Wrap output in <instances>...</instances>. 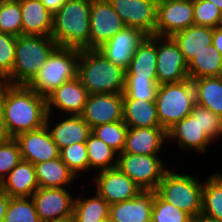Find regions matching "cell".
Returning <instances> with one entry per match:
<instances>
[{"mask_svg":"<svg viewBox=\"0 0 222 222\" xmlns=\"http://www.w3.org/2000/svg\"><path fill=\"white\" fill-rule=\"evenodd\" d=\"M46 98L26 85L4 83V117L13 138L45 125Z\"/></svg>","mask_w":222,"mask_h":222,"instance_id":"6da1fadb","label":"cell"},{"mask_svg":"<svg viewBox=\"0 0 222 222\" xmlns=\"http://www.w3.org/2000/svg\"><path fill=\"white\" fill-rule=\"evenodd\" d=\"M91 0H65L53 14L51 37L58 46L90 49Z\"/></svg>","mask_w":222,"mask_h":222,"instance_id":"7a4b0ae2","label":"cell"},{"mask_svg":"<svg viewBox=\"0 0 222 222\" xmlns=\"http://www.w3.org/2000/svg\"><path fill=\"white\" fill-rule=\"evenodd\" d=\"M78 78L89 94L123 93L126 70L98 49H85L80 50Z\"/></svg>","mask_w":222,"mask_h":222,"instance_id":"3957f363","label":"cell"},{"mask_svg":"<svg viewBox=\"0 0 222 222\" xmlns=\"http://www.w3.org/2000/svg\"><path fill=\"white\" fill-rule=\"evenodd\" d=\"M57 43L51 36L16 37L15 60L11 73L4 79L10 85H26L42 68Z\"/></svg>","mask_w":222,"mask_h":222,"instance_id":"277c9868","label":"cell"},{"mask_svg":"<svg viewBox=\"0 0 222 222\" xmlns=\"http://www.w3.org/2000/svg\"><path fill=\"white\" fill-rule=\"evenodd\" d=\"M185 171H180L179 168L178 171L175 168L168 169L155 192L164 201L194 217L202 211L204 179H198L199 175L184 173Z\"/></svg>","mask_w":222,"mask_h":222,"instance_id":"5b68a950","label":"cell"},{"mask_svg":"<svg viewBox=\"0 0 222 222\" xmlns=\"http://www.w3.org/2000/svg\"><path fill=\"white\" fill-rule=\"evenodd\" d=\"M79 56L78 49L57 46L26 86L46 98L62 83L78 77Z\"/></svg>","mask_w":222,"mask_h":222,"instance_id":"8992f818","label":"cell"},{"mask_svg":"<svg viewBox=\"0 0 222 222\" xmlns=\"http://www.w3.org/2000/svg\"><path fill=\"white\" fill-rule=\"evenodd\" d=\"M156 107L160 126L166 131L176 122L191 114L195 102V91L191 79L158 86Z\"/></svg>","mask_w":222,"mask_h":222,"instance_id":"52a82bcc","label":"cell"},{"mask_svg":"<svg viewBox=\"0 0 222 222\" xmlns=\"http://www.w3.org/2000/svg\"><path fill=\"white\" fill-rule=\"evenodd\" d=\"M165 159V160H164ZM121 152L118 154L117 168L132 179L143 190L155 191L165 172L166 157Z\"/></svg>","mask_w":222,"mask_h":222,"instance_id":"ba28073f","label":"cell"},{"mask_svg":"<svg viewBox=\"0 0 222 222\" xmlns=\"http://www.w3.org/2000/svg\"><path fill=\"white\" fill-rule=\"evenodd\" d=\"M92 182L87 186L101 196L109 205L127 201L143 191L132 179L122 173L117 167L102 170L92 175ZM90 183H93L90 185Z\"/></svg>","mask_w":222,"mask_h":222,"instance_id":"9c48e42d","label":"cell"},{"mask_svg":"<svg viewBox=\"0 0 222 222\" xmlns=\"http://www.w3.org/2000/svg\"><path fill=\"white\" fill-rule=\"evenodd\" d=\"M194 23L193 0H158L155 35L172 37Z\"/></svg>","mask_w":222,"mask_h":222,"instance_id":"30bf717a","label":"cell"},{"mask_svg":"<svg viewBox=\"0 0 222 222\" xmlns=\"http://www.w3.org/2000/svg\"><path fill=\"white\" fill-rule=\"evenodd\" d=\"M156 73L159 85L189 79L188 64L172 37L157 36Z\"/></svg>","mask_w":222,"mask_h":222,"instance_id":"8fae6325","label":"cell"},{"mask_svg":"<svg viewBox=\"0 0 222 222\" xmlns=\"http://www.w3.org/2000/svg\"><path fill=\"white\" fill-rule=\"evenodd\" d=\"M73 188H41L31 196L41 222H53L73 215ZM72 193V194H71Z\"/></svg>","mask_w":222,"mask_h":222,"instance_id":"7c38bea8","label":"cell"},{"mask_svg":"<svg viewBox=\"0 0 222 222\" xmlns=\"http://www.w3.org/2000/svg\"><path fill=\"white\" fill-rule=\"evenodd\" d=\"M169 141H173L171 144L174 145L176 143L181 152L183 151L185 154L190 151L204 154V157L211 148L209 146L214 145L199 124V113H191L170 127L167 130V143L170 145Z\"/></svg>","mask_w":222,"mask_h":222,"instance_id":"4fadbf2b","label":"cell"},{"mask_svg":"<svg viewBox=\"0 0 222 222\" xmlns=\"http://www.w3.org/2000/svg\"><path fill=\"white\" fill-rule=\"evenodd\" d=\"M126 27L110 1L91 0L90 49H97Z\"/></svg>","mask_w":222,"mask_h":222,"instance_id":"5bb4252c","label":"cell"},{"mask_svg":"<svg viewBox=\"0 0 222 222\" xmlns=\"http://www.w3.org/2000/svg\"><path fill=\"white\" fill-rule=\"evenodd\" d=\"M158 0H111L126 27L136 28L147 36L155 35Z\"/></svg>","mask_w":222,"mask_h":222,"instance_id":"9a60e30c","label":"cell"},{"mask_svg":"<svg viewBox=\"0 0 222 222\" xmlns=\"http://www.w3.org/2000/svg\"><path fill=\"white\" fill-rule=\"evenodd\" d=\"M89 93L77 77L62 83L46 97L47 113L81 115Z\"/></svg>","mask_w":222,"mask_h":222,"instance_id":"2e32d148","label":"cell"},{"mask_svg":"<svg viewBox=\"0 0 222 222\" xmlns=\"http://www.w3.org/2000/svg\"><path fill=\"white\" fill-rule=\"evenodd\" d=\"M81 117L91 129L123 121V93L89 94Z\"/></svg>","mask_w":222,"mask_h":222,"instance_id":"e0dca14e","label":"cell"},{"mask_svg":"<svg viewBox=\"0 0 222 222\" xmlns=\"http://www.w3.org/2000/svg\"><path fill=\"white\" fill-rule=\"evenodd\" d=\"M15 139L19 144L22 160L33 165L59 158L60 150L46 125L20 133Z\"/></svg>","mask_w":222,"mask_h":222,"instance_id":"ac0fdd59","label":"cell"},{"mask_svg":"<svg viewBox=\"0 0 222 222\" xmlns=\"http://www.w3.org/2000/svg\"><path fill=\"white\" fill-rule=\"evenodd\" d=\"M45 125L59 150L74 143L86 142L92 132L81 115L55 116L47 113Z\"/></svg>","mask_w":222,"mask_h":222,"instance_id":"d6986e66","label":"cell"},{"mask_svg":"<svg viewBox=\"0 0 222 222\" xmlns=\"http://www.w3.org/2000/svg\"><path fill=\"white\" fill-rule=\"evenodd\" d=\"M147 35L139 29L125 27L97 48L109 61L127 70L137 47Z\"/></svg>","mask_w":222,"mask_h":222,"instance_id":"ffe728a7","label":"cell"},{"mask_svg":"<svg viewBox=\"0 0 222 222\" xmlns=\"http://www.w3.org/2000/svg\"><path fill=\"white\" fill-rule=\"evenodd\" d=\"M167 145V131L163 127H128L123 152L165 156Z\"/></svg>","mask_w":222,"mask_h":222,"instance_id":"44dd1931","label":"cell"},{"mask_svg":"<svg viewBox=\"0 0 222 222\" xmlns=\"http://www.w3.org/2000/svg\"><path fill=\"white\" fill-rule=\"evenodd\" d=\"M154 191L143 190L127 201L110 205L109 219L116 222H151Z\"/></svg>","mask_w":222,"mask_h":222,"instance_id":"7402d4cb","label":"cell"},{"mask_svg":"<svg viewBox=\"0 0 222 222\" xmlns=\"http://www.w3.org/2000/svg\"><path fill=\"white\" fill-rule=\"evenodd\" d=\"M0 188L10 197H31L39 188L34 165L21 160L1 181Z\"/></svg>","mask_w":222,"mask_h":222,"instance_id":"603a6c76","label":"cell"},{"mask_svg":"<svg viewBox=\"0 0 222 222\" xmlns=\"http://www.w3.org/2000/svg\"><path fill=\"white\" fill-rule=\"evenodd\" d=\"M80 180V195L76 194V198L74 201V209H73V216L76 222H106L109 219V208L110 205L96 192H92L93 190H86L91 189L87 182L84 184ZM87 187V188H86ZM85 188V189H84ZM87 196H86V194ZM95 193V194H93ZM91 194V195H90ZM93 194V195H92ZM84 196V197H83Z\"/></svg>","mask_w":222,"mask_h":222,"instance_id":"cb8c5ba5","label":"cell"},{"mask_svg":"<svg viewBox=\"0 0 222 222\" xmlns=\"http://www.w3.org/2000/svg\"><path fill=\"white\" fill-rule=\"evenodd\" d=\"M22 13V35L50 36L53 14L41 0H19Z\"/></svg>","mask_w":222,"mask_h":222,"instance_id":"d4e9b609","label":"cell"},{"mask_svg":"<svg viewBox=\"0 0 222 222\" xmlns=\"http://www.w3.org/2000/svg\"><path fill=\"white\" fill-rule=\"evenodd\" d=\"M34 167L37 181L41 188H73L79 182L76 175L60 157L35 164Z\"/></svg>","mask_w":222,"mask_h":222,"instance_id":"484cf974","label":"cell"},{"mask_svg":"<svg viewBox=\"0 0 222 222\" xmlns=\"http://www.w3.org/2000/svg\"><path fill=\"white\" fill-rule=\"evenodd\" d=\"M156 59L157 36H147L134 52L129 67L126 70V76L157 80Z\"/></svg>","mask_w":222,"mask_h":222,"instance_id":"4316f807","label":"cell"},{"mask_svg":"<svg viewBox=\"0 0 222 222\" xmlns=\"http://www.w3.org/2000/svg\"><path fill=\"white\" fill-rule=\"evenodd\" d=\"M172 38L178 44L183 57L188 64L197 54L212 45L213 28L192 25L175 33Z\"/></svg>","mask_w":222,"mask_h":222,"instance_id":"83f0119b","label":"cell"},{"mask_svg":"<svg viewBox=\"0 0 222 222\" xmlns=\"http://www.w3.org/2000/svg\"><path fill=\"white\" fill-rule=\"evenodd\" d=\"M123 121L131 128L161 127L155 101L123 99Z\"/></svg>","mask_w":222,"mask_h":222,"instance_id":"f1b7e54d","label":"cell"},{"mask_svg":"<svg viewBox=\"0 0 222 222\" xmlns=\"http://www.w3.org/2000/svg\"><path fill=\"white\" fill-rule=\"evenodd\" d=\"M195 102L222 117V79L220 76L192 80Z\"/></svg>","mask_w":222,"mask_h":222,"instance_id":"f546056e","label":"cell"},{"mask_svg":"<svg viewBox=\"0 0 222 222\" xmlns=\"http://www.w3.org/2000/svg\"><path fill=\"white\" fill-rule=\"evenodd\" d=\"M85 143L89 161V177L99 171L117 167L118 153L104 141L91 133Z\"/></svg>","mask_w":222,"mask_h":222,"instance_id":"4dcf8cb0","label":"cell"},{"mask_svg":"<svg viewBox=\"0 0 222 222\" xmlns=\"http://www.w3.org/2000/svg\"><path fill=\"white\" fill-rule=\"evenodd\" d=\"M222 73V55L213 46L197 54L188 63L189 79H198L202 77L220 76Z\"/></svg>","mask_w":222,"mask_h":222,"instance_id":"1f68e13d","label":"cell"},{"mask_svg":"<svg viewBox=\"0 0 222 222\" xmlns=\"http://www.w3.org/2000/svg\"><path fill=\"white\" fill-rule=\"evenodd\" d=\"M201 213L222 221V174L218 171L204 178Z\"/></svg>","mask_w":222,"mask_h":222,"instance_id":"d6a6232c","label":"cell"},{"mask_svg":"<svg viewBox=\"0 0 222 222\" xmlns=\"http://www.w3.org/2000/svg\"><path fill=\"white\" fill-rule=\"evenodd\" d=\"M59 157L76 175L78 180L81 179L82 176L85 178V175L88 177L89 161L85 142L74 143L62 148Z\"/></svg>","mask_w":222,"mask_h":222,"instance_id":"836d02e7","label":"cell"},{"mask_svg":"<svg viewBox=\"0 0 222 222\" xmlns=\"http://www.w3.org/2000/svg\"><path fill=\"white\" fill-rule=\"evenodd\" d=\"M127 131L124 121H117L93 127L91 133L119 154L124 150Z\"/></svg>","mask_w":222,"mask_h":222,"instance_id":"e575fe53","label":"cell"},{"mask_svg":"<svg viewBox=\"0 0 222 222\" xmlns=\"http://www.w3.org/2000/svg\"><path fill=\"white\" fill-rule=\"evenodd\" d=\"M0 32L22 35V13L19 0H0Z\"/></svg>","mask_w":222,"mask_h":222,"instance_id":"d590c367","label":"cell"},{"mask_svg":"<svg viewBox=\"0 0 222 222\" xmlns=\"http://www.w3.org/2000/svg\"><path fill=\"white\" fill-rule=\"evenodd\" d=\"M3 222H41L31 197H10Z\"/></svg>","mask_w":222,"mask_h":222,"instance_id":"8d00e7d4","label":"cell"},{"mask_svg":"<svg viewBox=\"0 0 222 222\" xmlns=\"http://www.w3.org/2000/svg\"><path fill=\"white\" fill-rule=\"evenodd\" d=\"M158 86V80L126 76L123 99L155 101Z\"/></svg>","mask_w":222,"mask_h":222,"instance_id":"74e56055","label":"cell"},{"mask_svg":"<svg viewBox=\"0 0 222 222\" xmlns=\"http://www.w3.org/2000/svg\"><path fill=\"white\" fill-rule=\"evenodd\" d=\"M191 216L173 204L164 201L154 191L151 222H191Z\"/></svg>","mask_w":222,"mask_h":222,"instance_id":"f35d334b","label":"cell"},{"mask_svg":"<svg viewBox=\"0 0 222 222\" xmlns=\"http://www.w3.org/2000/svg\"><path fill=\"white\" fill-rule=\"evenodd\" d=\"M194 23L198 26H222V11L209 1L193 0Z\"/></svg>","mask_w":222,"mask_h":222,"instance_id":"ab89813d","label":"cell"},{"mask_svg":"<svg viewBox=\"0 0 222 222\" xmlns=\"http://www.w3.org/2000/svg\"><path fill=\"white\" fill-rule=\"evenodd\" d=\"M191 113H199V124L204 129L207 137L217 143L222 140V117L214 114L209 109L195 103ZM219 140V141H218Z\"/></svg>","mask_w":222,"mask_h":222,"instance_id":"60d3db41","label":"cell"},{"mask_svg":"<svg viewBox=\"0 0 222 222\" xmlns=\"http://www.w3.org/2000/svg\"><path fill=\"white\" fill-rule=\"evenodd\" d=\"M21 160L19 144L15 138L0 145V183Z\"/></svg>","mask_w":222,"mask_h":222,"instance_id":"b9f144b4","label":"cell"},{"mask_svg":"<svg viewBox=\"0 0 222 222\" xmlns=\"http://www.w3.org/2000/svg\"><path fill=\"white\" fill-rule=\"evenodd\" d=\"M15 46L16 36L0 32V77L3 80L13 69Z\"/></svg>","mask_w":222,"mask_h":222,"instance_id":"7bdbcfd3","label":"cell"},{"mask_svg":"<svg viewBox=\"0 0 222 222\" xmlns=\"http://www.w3.org/2000/svg\"><path fill=\"white\" fill-rule=\"evenodd\" d=\"M13 137L9 133L4 117V84L0 87V145Z\"/></svg>","mask_w":222,"mask_h":222,"instance_id":"ee69618b","label":"cell"},{"mask_svg":"<svg viewBox=\"0 0 222 222\" xmlns=\"http://www.w3.org/2000/svg\"><path fill=\"white\" fill-rule=\"evenodd\" d=\"M10 196L0 188V222L4 221Z\"/></svg>","mask_w":222,"mask_h":222,"instance_id":"f6af8a7d","label":"cell"},{"mask_svg":"<svg viewBox=\"0 0 222 222\" xmlns=\"http://www.w3.org/2000/svg\"><path fill=\"white\" fill-rule=\"evenodd\" d=\"M212 45L221 53L222 55V26L213 28V40Z\"/></svg>","mask_w":222,"mask_h":222,"instance_id":"bcb514c9","label":"cell"},{"mask_svg":"<svg viewBox=\"0 0 222 222\" xmlns=\"http://www.w3.org/2000/svg\"><path fill=\"white\" fill-rule=\"evenodd\" d=\"M45 5V8L52 14L56 13L61 6L65 3V0H41Z\"/></svg>","mask_w":222,"mask_h":222,"instance_id":"7dc6e473","label":"cell"},{"mask_svg":"<svg viewBox=\"0 0 222 222\" xmlns=\"http://www.w3.org/2000/svg\"><path fill=\"white\" fill-rule=\"evenodd\" d=\"M191 222H222V221L213 219L211 217L204 215L203 213H200L192 217Z\"/></svg>","mask_w":222,"mask_h":222,"instance_id":"c3c4849f","label":"cell"},{"mask_svg":"<svg viewBox=\"0 0 222 222\" xmlns=\"http://www.w3.org/2000/svg\"><path fill=\"white\" fill-rule=\"evenodd\" d=\"M53 222H76L74 216H70L64 219L55 220Z\"/></svg>","mask_w":222,"mask_h":222,"instance_id":"681fc988","label":"cell"},{"mask_svg":"<svg viewBox=\"0 0 222 222\" xmlns=\"http://www.w3.org/2000/svg\"><path fill=\"white\" fill-rule=\"evenodd\" d=\"M201 1L213 2L222 11V0H201Z\"/></svg>","mask_w":222,"mask_h":222,"instance_id":"f907efd6","label":"cell"},{"mask_svg":"<svg viewBox=\"0 0 222 222\" xmlns=\"http://www.w3.org/2000/svg\"><path fill=\"white\" fill-rule=\"evenodd\" d=\"M4 84V80L0 77V87Z\"/></svg>","mask_w":222,"mask_h":222,"instance_id":"816d5d0a","label":"cell"},{"mask_svg":"<svg viewBox=\"0 0 222 222\" xmlns=\"http://www.w3.org/2000/svg\"><path fill=\"white\" fill-rule=\"evenodd\" d=\"M106 222H116V221H114L112 219H108Z\"/></svg>","mask_w":222,"mask_h":222,"instance_id":"f5cc1de1","label":"cell"}]
</instances>
